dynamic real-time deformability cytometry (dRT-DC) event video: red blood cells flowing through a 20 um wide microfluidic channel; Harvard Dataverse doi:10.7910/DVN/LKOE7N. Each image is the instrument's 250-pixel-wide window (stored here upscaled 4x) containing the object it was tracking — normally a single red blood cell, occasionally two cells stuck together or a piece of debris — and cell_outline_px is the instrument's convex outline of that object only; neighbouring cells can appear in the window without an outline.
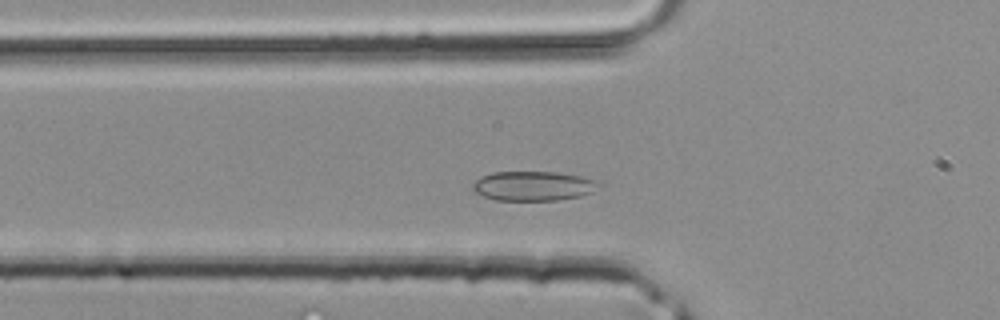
{"species": "common noctule bat (a hibernating species)", "species_latin": "Nyctalus noctula", "temperature_condition": "room temperature", "stored_images_in_passage": 35, "segment_of_instrument_passage": [1, 2], "camera_frame_rate_fps": 3000, "um_per_image_px": 0.085, "animal": {"sex": "male", "body_mass_g": 20.4}, "frame": {"image": 1, "passage_image": 7, "time_ms": 2.0, "image_size_px": [1000, 320], "cell_outline_px": [[604, 184], [592, 192], [580, 196], [560, 200], [496, 200], [484, 196], [476, 192], [472, 188], [472, 184], [476, 180], [492, 172], [552, 172], [580, 176], [596, 180]], "centroid_in_image_um": [45.37, 15.81], "position_along_channel_um": 80.4, "area_um2": 21.62}}
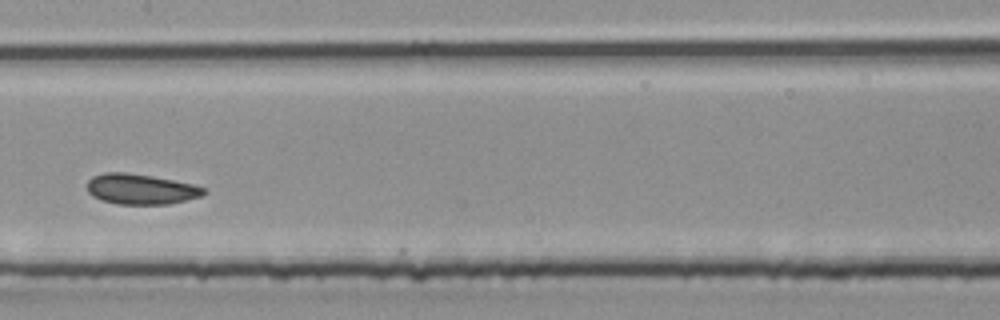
{"frame": {"image": 2, "passage_image": 14, "time_ms": 4.333, "image_size_px": [1000, 320], "cell_outline_px": [[208, 192], [200, 196], [168, 204], [116, 204], [100, 200], [92, 196], [88, 192], [88, 180], [92, 176], [104, 172], [124, 172], [152, 176], [192, 184], [208, 188]], "centroid_in_image_um": [11.95, 16.07], "position_along_channel_um": 195.4, "area_um2": 20.69}}
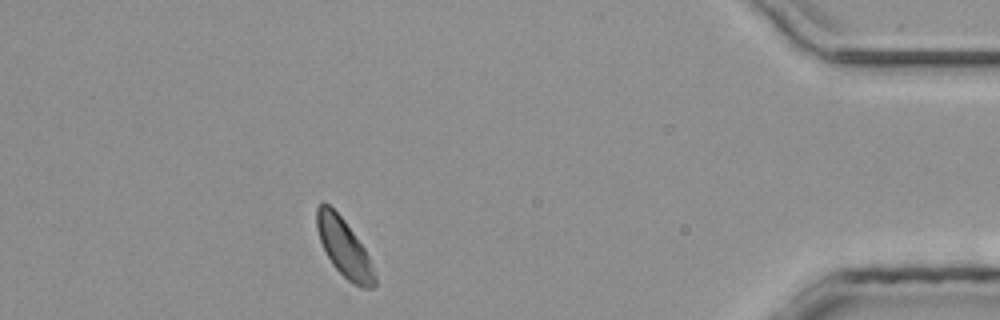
{"frame": {"image": 3, "passage_image": 30, "time_ms": 9.667, "image_size_px": [1000, 320], "cell_outline_px": [[376, 284], [372, 288], [360, 288], [352, 284], [332, 264], [320, 240], [316, 228], [316, 208], [320, 204], [328, 204], [344, 220], [364, 248], [372, 264], [376, 276]], "centroid_in_image_um": [29.26, 21.09], "position_along_channel_um": 405.9, "area_um2": 19.31}}